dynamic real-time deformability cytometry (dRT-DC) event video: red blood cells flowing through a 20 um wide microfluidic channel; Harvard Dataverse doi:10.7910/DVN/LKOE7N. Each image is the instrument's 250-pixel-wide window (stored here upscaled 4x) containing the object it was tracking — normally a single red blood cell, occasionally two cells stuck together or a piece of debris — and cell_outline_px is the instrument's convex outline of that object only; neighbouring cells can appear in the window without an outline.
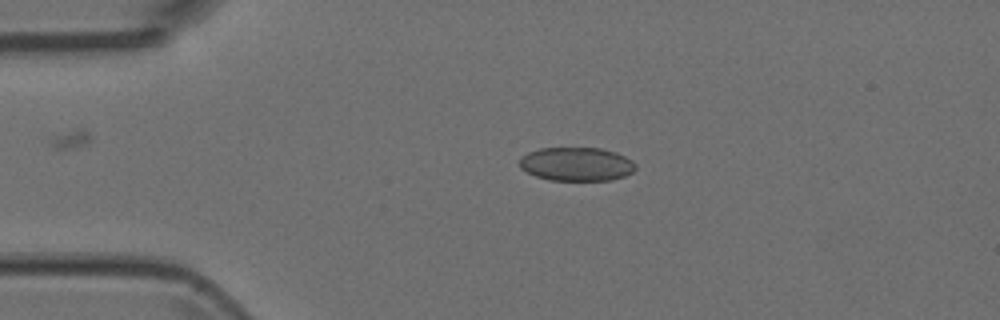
{"species": "Egyptian fruit bat (a non-hibernating species)", "species_latin": "Rousettus aegyptiacus", "temperature_condition": "room temperature", "stored_images_in_passage": 2, "camera_frame_rate_fps": 3000, "um_per_image_px": 0.085, "animal": {"sex": "female"}, "frame": {"image": 1, "passage_image": 1, "time_ms": 0.0, "image_size_px": [1000, 320], "cell_outline_px": [[636, 168], [632, 172], [624, 176], [612, 180], [548, 180], [536, 176], [520, 168], [520, 156], [528, 152], [540, 148], [600, 148], [616, 152], [632, 160], [636, 164]], "centroid_in_image_um": [49.0, 13.94], "position_along_channel_um": 36.0, "area_um2": 22.83}}